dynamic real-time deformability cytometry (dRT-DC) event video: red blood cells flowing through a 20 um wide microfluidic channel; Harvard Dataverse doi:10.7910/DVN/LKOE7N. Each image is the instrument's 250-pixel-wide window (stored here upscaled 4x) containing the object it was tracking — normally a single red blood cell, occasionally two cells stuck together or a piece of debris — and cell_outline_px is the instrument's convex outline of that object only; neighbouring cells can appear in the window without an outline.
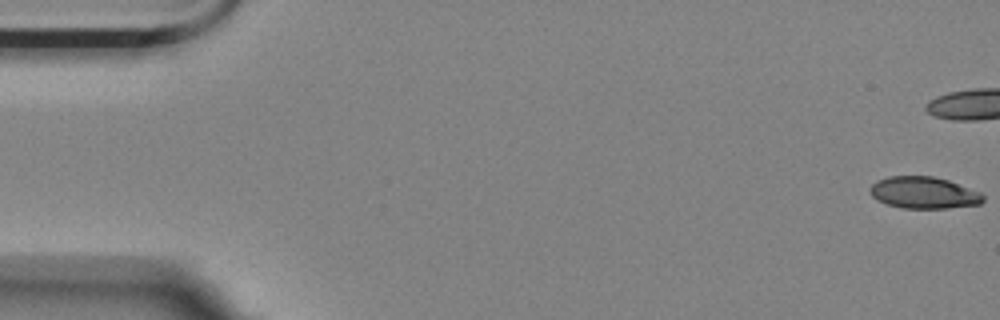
{"species": "Egyptian fruit bat (a non-hibernating species)", "species_latin": "Rousettus aegyptiacus", "temperature_condition": "room temperature", "stored_images_in_passage": 45, "camera_frame_rate_fps": 3000, "um_per_image_px": 0.085, "animal": {"sex": "female"}, "frame": {"image": 1, "passage_image": 1, "time_ms": 0.0, "image_size_px": [1000, 320], "cell_outline_px": [[984, 200], [980, 204], [948, 208], [904, 208], [888, 204], [876, 200], [872, 196], [872, 184], [876, 180], [888, 176], [932, 176], [948, 180], [980, 192], [984, 196]], "centroid_in_image_um": [78.53, 16.38], "position_along_channel_um": 6.5, "area_um2": 20.81}}
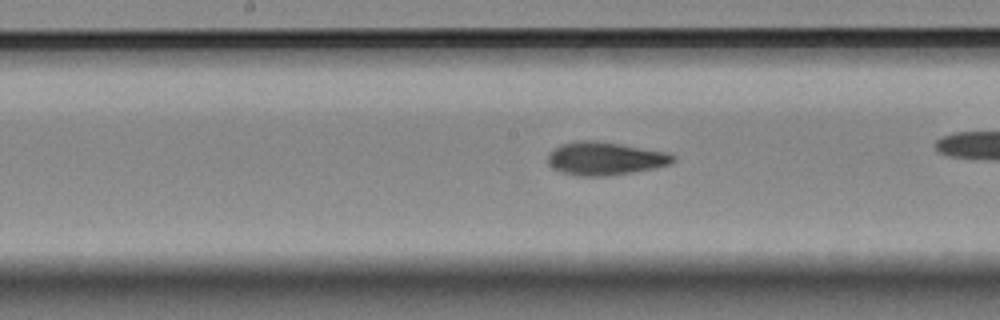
{"frame": {"image": 2, "passage_image": 29, "time_ms": 9.333, "image_size_px": [1000, 320], "cell_outline_px": [[676, 160], [668, 164], [656, 168], [632, 172], [604, 176], [576, 176], [564, 172], [548, 164], [548, 156], [560, 144], [576, 140], [596, 140], [668, 152], [676, 156]], "centroid_in_image_um": [51.46, 13.46], "position_along_channel_um": 196.7, "area_um2": 24.04}}
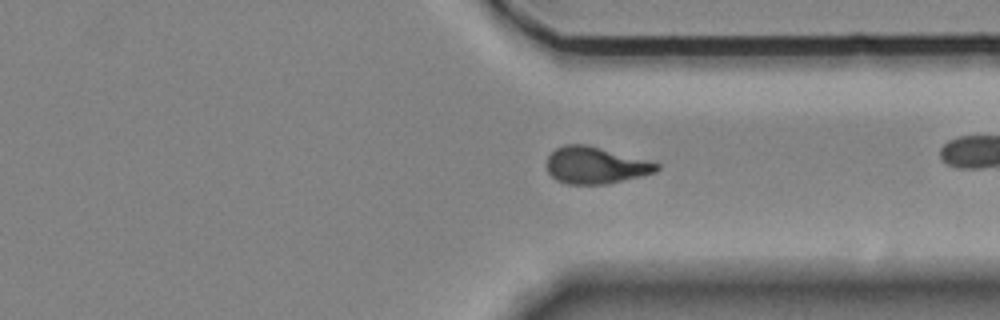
{"frame": {"image": 3, "passage_image": 43, "time_ms": 14.0, "image_size_px": [1000, 320], "cell_outline_px": [[660, 168], [656, 172], [608, 184], [568, 184], [556, 180], [548, 172], [548, 156], [556, 148], [564, 144], [588, 144], [648, 160], [660, 164]], "centroid_in_image_um": [50.63, 14.04], "position_along_channel_um": 360.8, "area_um2": 23.64}}